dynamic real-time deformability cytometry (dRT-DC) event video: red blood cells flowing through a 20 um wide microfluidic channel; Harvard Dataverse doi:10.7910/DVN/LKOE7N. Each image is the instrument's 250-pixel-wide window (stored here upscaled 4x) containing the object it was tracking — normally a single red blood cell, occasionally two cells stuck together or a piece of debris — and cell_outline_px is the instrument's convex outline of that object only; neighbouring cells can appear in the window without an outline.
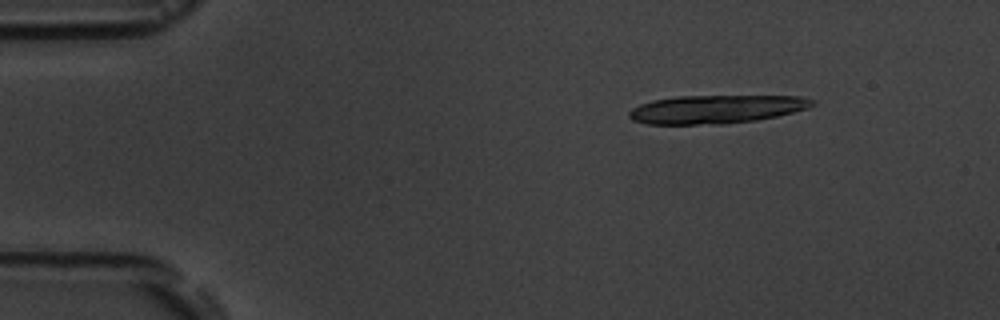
{"species": "common noctule bat (a hibernating species)", "species_latin": "Nyctalus noctula", "temperature_condition": "room temperature", "stored_images_in_passage": 7, "camera_frame_rate_fps": 3000, "um_per_image_px": 0.085, "animal": {"sex": "male", "body_mass_g": 19.5, "forearm_length_mm": 54.6}, "frame": {"image": 1, "passage_image": 3, "time_ms": 2.333, "image_size_px": [1000, 320], "cell_outline_px": [[816, 104], [808, 108], [776, 116], [756, 120], [724, 124], [648, 124], [632, 120], [628, 116], [628, 112], [632, 108], [640, 104], [652, 100], [676, 96], [800, 96], [816, 100]], "centroid_in_image_um": [60.87, 9.28], "position_along_channel_um": 24.1, "area_um2": 30.4}}
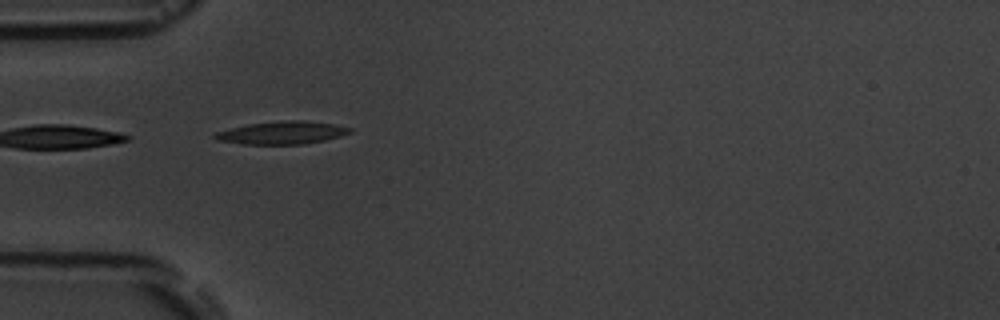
{"frame": {"image": 2, "passage_image": 6, "time_ms": 5.667, "image_size_px": [1000, 320], "cell_outline_px": [[352, 132], [340, 136], [324, 140], [304, 144], [240, 144], [220, 140], [212, 136], [216, 132], [228, 128], [248, 124], [288, 120], [304, 120], [336, 124], [352, 128]], "centroid_in_image_um": [23.99, 11.27], "position_along_channel_um": 61.0, "area_um2": 17.92}}